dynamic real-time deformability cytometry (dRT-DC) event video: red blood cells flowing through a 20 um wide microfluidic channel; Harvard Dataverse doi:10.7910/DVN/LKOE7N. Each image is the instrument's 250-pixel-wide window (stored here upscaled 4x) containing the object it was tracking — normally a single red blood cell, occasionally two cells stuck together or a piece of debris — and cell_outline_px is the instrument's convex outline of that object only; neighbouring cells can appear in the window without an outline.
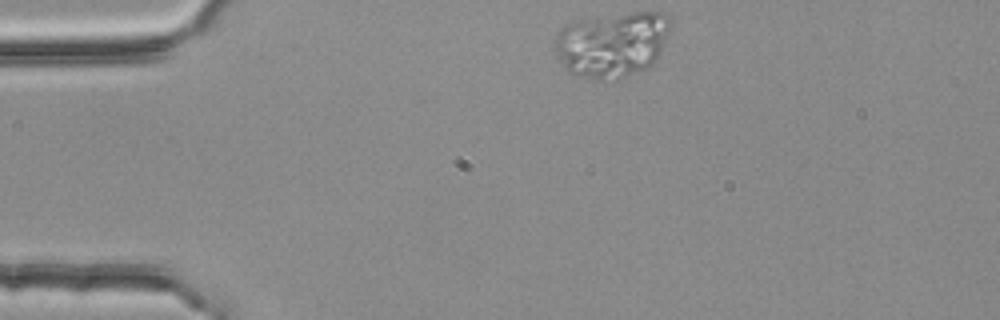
{"species": "common noctule bat (a hibernating species)", "species_latin": "Nyctalus noctula", "temperature_condition": "room temperature", "stored_images_in_passage": 2, "camera_frame_rate_fps": 3000, "um_per_image_px": 0.085, "animal": {"sex": "female", "body_mass_g": 25.1}, "frame": {"image": 1, "passage_image": 1, "time_ms": 0.0, "image_size_px": [1000, 320], "cell_outline_px": [[672, 20], [660, 56], [648, 68], [608, 84], [580, 76], [568, 72], [552, 48], [552, 40], [556, 32], [564, 24], [572, 20], [632, 12], [668, 12], [672, 16]], "centroid_in_image_um": [52.01, 3.78], "position_along_channel_um": 33.0, "area_um2": 45.78}}